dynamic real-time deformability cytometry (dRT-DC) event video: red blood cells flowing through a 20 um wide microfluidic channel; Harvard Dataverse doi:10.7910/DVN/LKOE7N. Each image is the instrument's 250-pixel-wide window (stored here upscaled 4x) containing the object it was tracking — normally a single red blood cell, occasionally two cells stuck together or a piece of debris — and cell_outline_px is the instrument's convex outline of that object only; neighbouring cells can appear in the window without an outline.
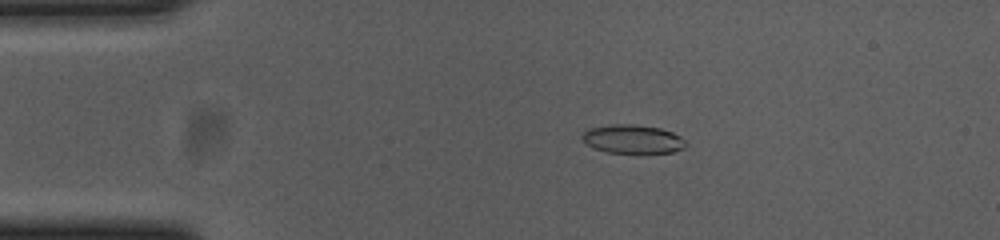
{"species": "common noctule bat (a hibernating species)", "species_latin": "Nyctalus noctula", "temperature_condition": "cold", "stored_images_in_passage": 15, "camera_frame_rate_fps": 3000, "um_per_image_px": 0.085, "animal": {"sex": "female", "body_mass_g": 23.0, "forearm_length_mm": 53.4}, "frame": {"image": 1, "passage_image": 6, "time_ms": 1.667, "image_size_px": [1000, 240], "cell_outline_px": [[688, 144], [684, 148], [672, 152], [608, 152], [592, 148], [580, 136], [588, 128], [612, 124], [632, 124], [660, 128], [672, 132], [680, 136]], "centroid_in_image_um": [53.77, 11.81], "position_along_channel_um": 31.2, "area_um2": 17.17}}
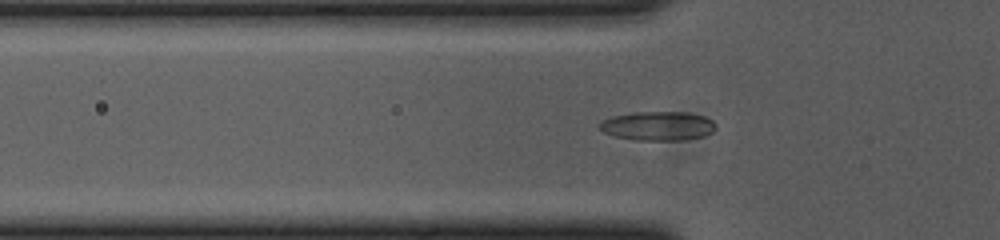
{"frame": {"image": 2, "passage_image": 13, "time_ms": 4.0, "image_size_px": [1000, 240], "cell_outline_px": [[716, 128], [712, 132], [704, 136], [684, 140], [636, 140], [616, 136], [604, 132], [600, 128], [600, 120], [612, 116], [632, 112], [688, 112], [704, 116], [712, 120], [716, 124]], "centroid_in_image_um": [55.94, 10.7], "position_along_channel_um": 69.9, "area_um2": 19.77}}